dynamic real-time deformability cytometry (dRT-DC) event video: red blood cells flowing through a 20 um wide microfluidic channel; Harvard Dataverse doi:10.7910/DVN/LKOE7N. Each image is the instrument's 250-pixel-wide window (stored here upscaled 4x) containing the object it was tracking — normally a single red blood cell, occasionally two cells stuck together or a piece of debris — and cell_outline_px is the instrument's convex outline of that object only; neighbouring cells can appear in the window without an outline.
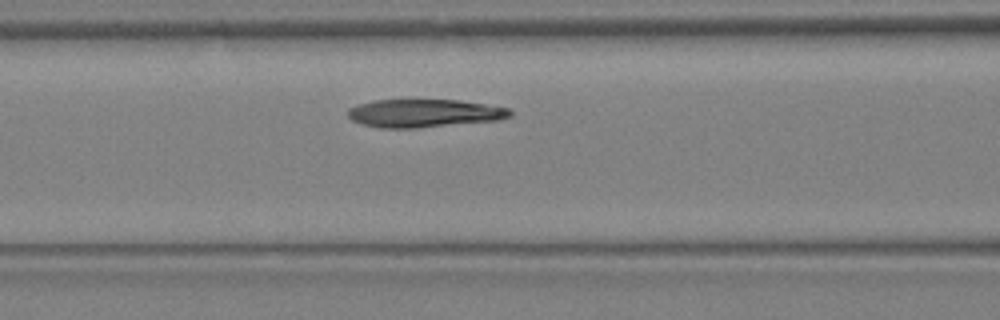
{"species": "Egyptian fruit bat (a non-hibernating species)", "species_latin": "Rousettus aegyptiacus", "temperature_condition": "warm", "stored_images_in_passage": 12, "camera_frame_rate_fps": 3000, "um_per_image_px": 0.085, "animal": {"sex": "female"}, "frame": {"image": 1, "passage_image": 7, "time_ms": 2.0, "image_size_px": [1000, 320], "cell_outline_px": [[512, 116], [500, 120], [416, 128], [380, 128], [364, 124], [352, 120], [348, 116], [348, 108], [356, 104], [372, 100], [408, 96], [460, 100], [508, 108], [512, 112]], "centroid_in_image_um": [36.0, 9.57], "position_along_channel_um": 130.6, "area_um2": 27.86}}
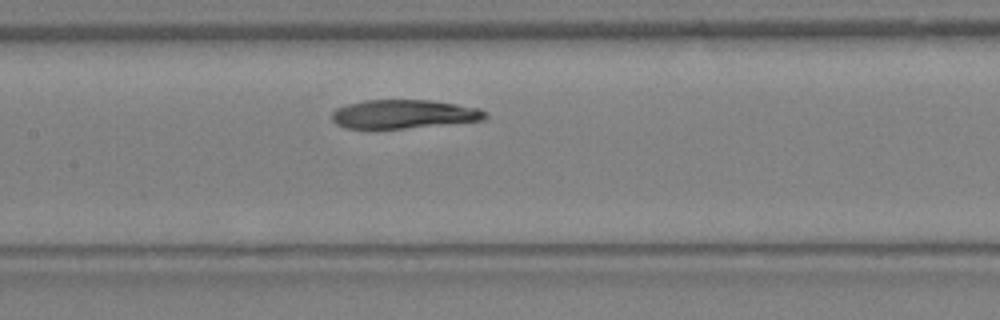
{"frame": {"image": 2, "passage_image": 9, "time_ms": 2.667, "image_size_px": [1000, 320], "cell_outline_px": [[488, 116], [484, 120], [404, 128], [344, 128], [336, 124], [332, 120], [332, 112], [336, 108], [348, 104], [364, 100], [432, 100], [480, 108], [488, 112]], "centroid_in_image_um": [34.33, 9.69], "position_along_channel_um": 173.1, "area_um2": 25.66}}